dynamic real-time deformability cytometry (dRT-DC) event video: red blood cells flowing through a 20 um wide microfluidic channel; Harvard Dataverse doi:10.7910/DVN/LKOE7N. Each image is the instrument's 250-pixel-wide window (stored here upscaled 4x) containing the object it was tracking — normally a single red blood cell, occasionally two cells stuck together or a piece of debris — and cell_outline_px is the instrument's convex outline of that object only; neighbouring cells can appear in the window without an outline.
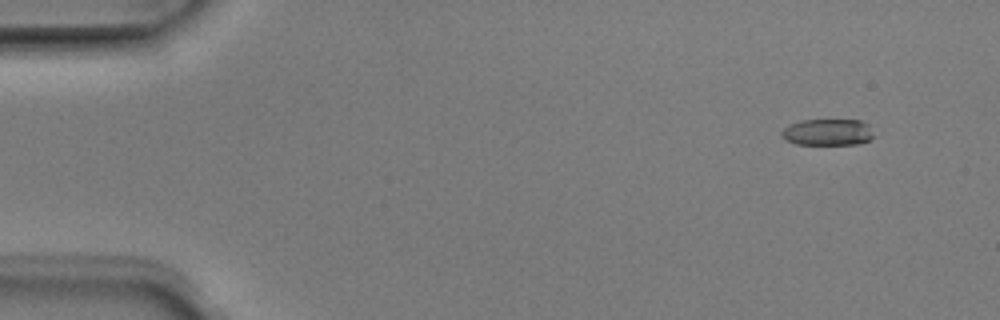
{"species": "Egyptian fruit bat (a non-hibernating species)", "species_latin": "Rousettus aegyptiacus", "temperature_condition": "room temperature", "stored_images_in_passage": 4, "camera_frame_rate_fps": 3000, "um_per_image_px": 0.085, "animal": {"sex": "male"}, "frame": {"image": 1, "passage_image": 1, "time_ms": 0.0, "image_size_px": [1000, 320], "cell_outline_px": [[876, 136], [872, 140], [860, 144], [796, 144], [784, 140], [780, 136], [780, 132], [788, 124], [800, 120], [860, 120], [868, 124]], "centroid_in_image_um": [70.36, 11.24], "position_along_channel_um": 14.6, "area_um2": 14.62}}
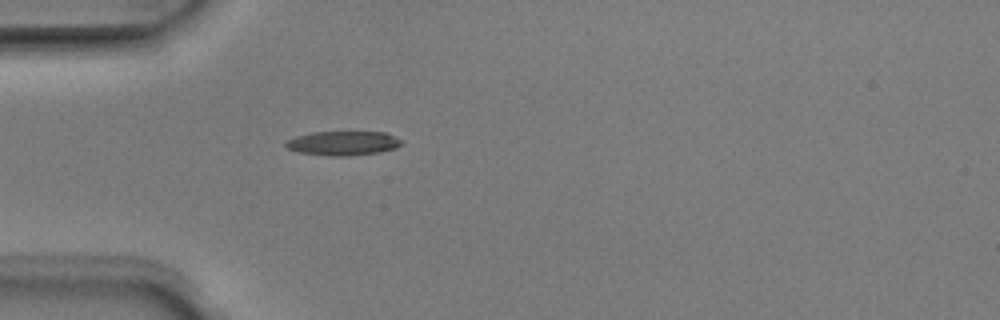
{"frame": {"image": 2, "passage_image": 4, "time_ms": 1.0, "image_size_px": [1000, 320], "cell_outline_px": [[404, 144], [396, 148], [380, 152], [348, 156], [328, 156], [300, 152], [288, 148], [284, 144], [284, 140], [296, 136], [312, 132], [384, 132], [404, 140]], "centroid_in_image_um": [29.18, 12.17], "position_along_channel_um": 55.8, "area_um2": 16.53}}